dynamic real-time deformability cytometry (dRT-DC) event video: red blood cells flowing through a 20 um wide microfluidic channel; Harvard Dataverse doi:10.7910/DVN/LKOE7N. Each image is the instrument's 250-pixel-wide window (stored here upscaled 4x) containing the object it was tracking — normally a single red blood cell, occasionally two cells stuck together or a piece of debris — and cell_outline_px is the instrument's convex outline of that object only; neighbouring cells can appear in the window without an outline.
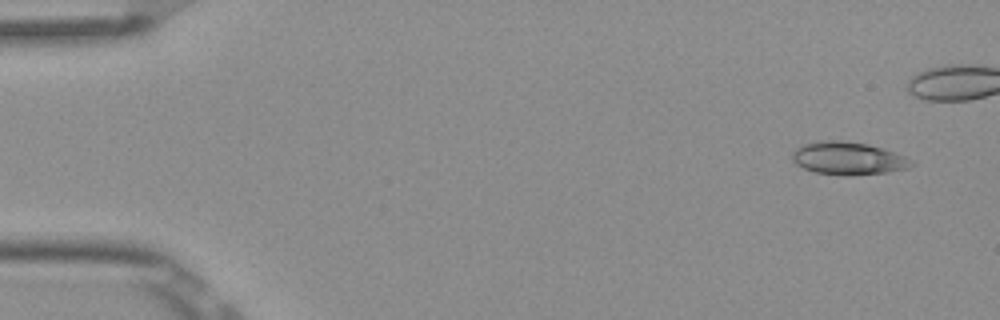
{"species": "Egyptian fruit bat (a non-hibernating species)", "species_latin": "Rousettus aegyptiacus", "temperature_condition": "room temperature", "stored_images_in_passage": 6, "camera_frame_rate_fps": 3000, "um_per_image_px": 0.085, "frame": {"image": 1, "passage_image": 1, "time_ms": 0.0, "image_size_px": [1000, 320], "cell_outline_px": [[916, 164], [908, 168], [888, 172], [852, 176], [848, 176], [816, 172], [804, 168], [796, 164], [792, 160], [792, 152], [796, 148], [804, 144], [824, 140], [840, 140], [868, 144], [884, 148], [904, 156], [912, 160]], "centroid_in_image_um": [72.12, 13.46], "position_along_channel_um": 12.9, "area_um2": 22.89}}
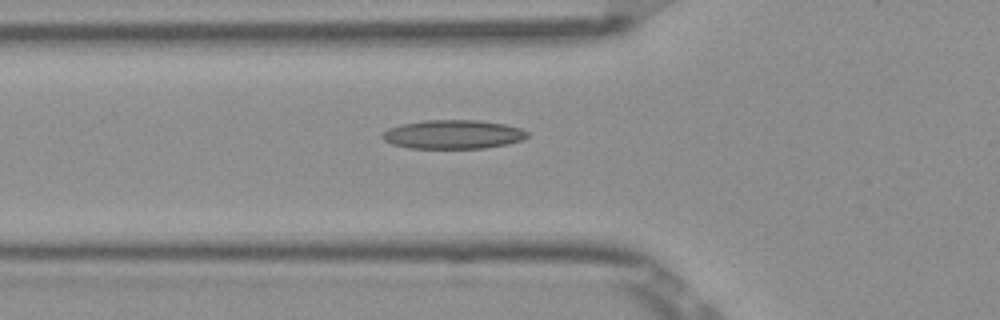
{"frame": {"image": 2, "passage_image": 6, "time_ms": 1.667, "image_size_px": [1000, 320], "cell_outline_px": [[528, 136], [524, 140], [508, 144], [484, 148], [408, 148], [392, 144], [384, 140], [380, 136], [388, 128], [400, 124], [424, 120], [476, 120], [504, 124], [520, 128], [528, 132]], "centroid_in_image_um": [38.5, 11.42], "position_along_channel_um": 87.3, "area_um2": 24.51}}